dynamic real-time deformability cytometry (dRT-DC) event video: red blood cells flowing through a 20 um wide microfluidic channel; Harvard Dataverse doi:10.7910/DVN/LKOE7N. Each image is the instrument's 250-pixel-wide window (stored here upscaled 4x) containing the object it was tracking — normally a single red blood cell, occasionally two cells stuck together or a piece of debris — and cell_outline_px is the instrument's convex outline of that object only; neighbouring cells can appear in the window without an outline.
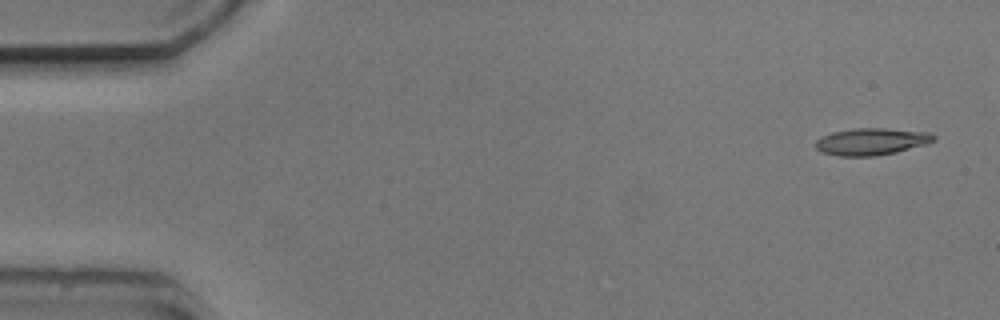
{"species": "common noctule bat (a hibernating species)", "species_latin": "Nyctalus noctula", "temperature_condition": "cold", "stored_images_in_passage": 5, "camera_frame_rate_fps": 3000, "um_per_image_px": 0.085, "animal": {"sex": "male", "body_mass_g": 20.5, "forearm_length_mm": 52.5}, "frame": {"image": 1, "passage_image": 1, "time_ms": 0.0, "image_size_px": [1000, 320], "cell_outline_px": [[936, 140], [928, 144], [896, 152], [876, 156], [840, 156], [820, 152], [816, 148], [816, 140], [820, 136], [832, 132], [856, 128], [884, 128], [928, 132], [936, 136]], "centroid_in_image_um": [74.08, 12.03], "position_along_channel_um": 10.9, "area_um2": 18.73}}
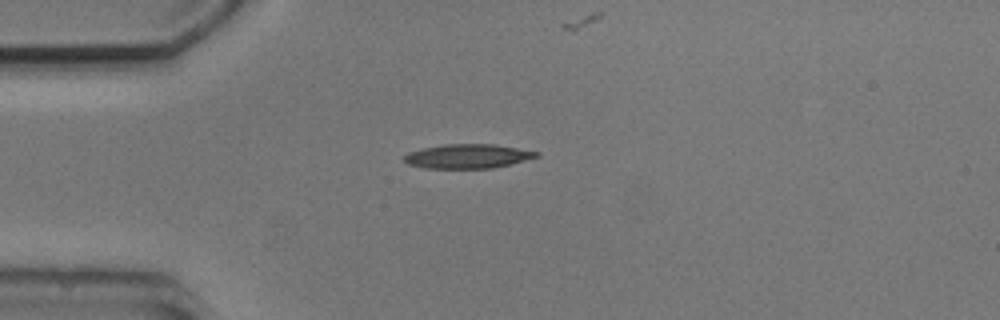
{"frame": {"image": 2, "passage_image": 4, "time_ms": 3.667, "image_size_px": [1000, 320], "cell_outline_px": [[540, 156], [492, 168], [424, 168], [408, 164], [404, 160], [404, 156], [408, 152], [424, 148], [444, 144], [492, 144], [540, 152]], "centroid_in_image_um": [39.73, 13.28], "position_along_channel_um": 45.3, "area_um2": 18.44}}